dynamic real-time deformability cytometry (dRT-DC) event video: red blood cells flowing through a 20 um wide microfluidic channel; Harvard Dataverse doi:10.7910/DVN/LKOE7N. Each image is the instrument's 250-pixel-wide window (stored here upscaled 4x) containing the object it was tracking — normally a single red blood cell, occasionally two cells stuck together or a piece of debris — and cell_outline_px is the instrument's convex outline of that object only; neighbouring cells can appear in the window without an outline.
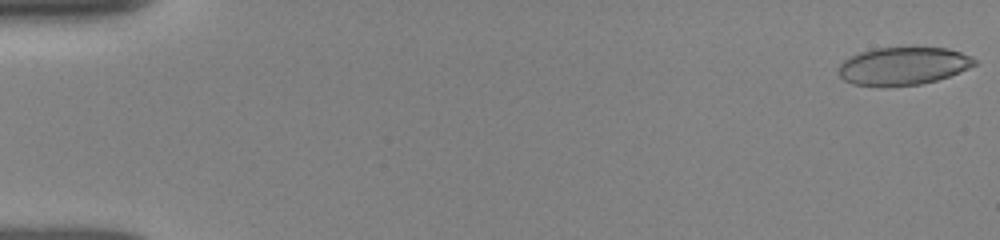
{"species": "human", "species_latin": "Homo sapiens", "temperature_condition": "room temperature", "stored_images_in_passage": 48, "camera_frame_rate_fps": 3000, "um_per_image_px": 0.085, "donor": {"sex": "female"}, "frame": {"image": 1, "passage_image": 1, "time_ms": 0.0, "image_size_px": [1000, 240], "cell_outline_px": [[976, 64], [960, 72], [936, 80], [920, 84], [888, 88], [852, 84], [844, 80], [840, 76], [840, 64], [844, 60], [860, 52], [876, 48], [948, 48], [972, 56], [976, 60]], "centroid_in_image_um": [76.77, 5.63], "position_along_channel_um": 8.2, "area_um2": 30.06}}
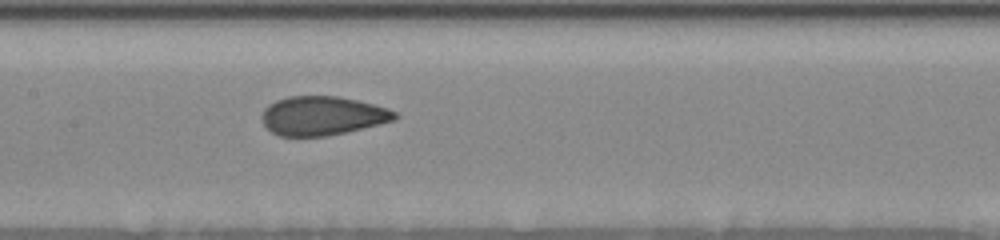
{"frame": {"image": 2, "passage_image": 26, "time_ms": 8.333, "image_size_px": [1000, 240], "cell_outline_px": [[400, 116], [396, 120], [380, 124], [328, 136], [280, 136], [272, 132], [264, 124], [260, 116], [264, 108], [268, 104], [276, 100], [288, 96], [340, 96], [388, 108], [396, 112]], "centroid_in_image_um": [27.4, 9.83], "position_along_channel_um": 180.0, "area_um2": 30.35}}
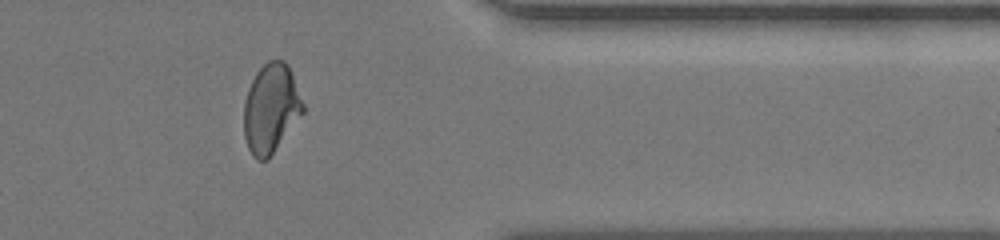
{"frame": {"image": 3, "passage_image": 43, "time_ms": 14.0, "image_size_px": [1000, 240], "cell_outline_px": [[304, 112], [268, 160], [256, 160], [252, 156], [248, 148], [244, 136], [244, 104], [248, 88], [256, 72], [268, 60], [284, 60], [288, 64], [292, 72], [304, 104]], "centroid_in_image_um": [23.03, 9.22], "position_along_channel_um": 388.4, "area_um2": 30.87}}